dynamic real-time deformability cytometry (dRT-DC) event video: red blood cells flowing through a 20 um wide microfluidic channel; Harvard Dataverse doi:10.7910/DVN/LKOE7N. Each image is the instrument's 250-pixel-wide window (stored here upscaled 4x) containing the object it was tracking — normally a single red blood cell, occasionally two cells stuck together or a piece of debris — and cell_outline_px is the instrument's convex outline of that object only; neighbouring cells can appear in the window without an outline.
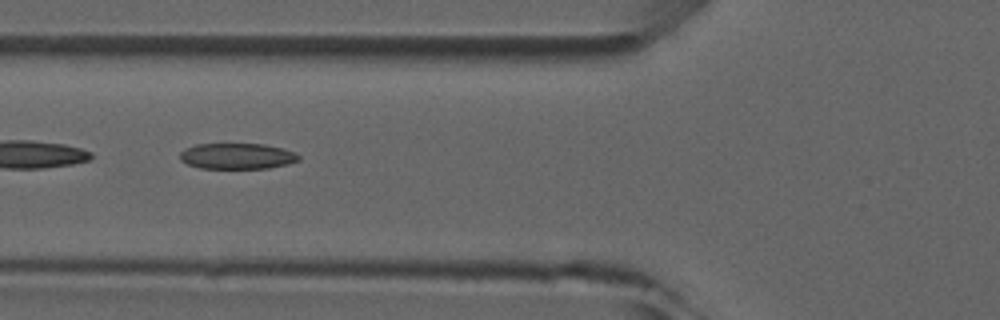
{"species": "common noctule bat (a hibernating species)", "species_latin": "Nyctalus noctula", "temperature_condition": "room temperature", "stored_images_in_passage": 8, "camera_frame_rate_fps": 3000, "um_per_image_px": 0.085, "animal": {"sex": "male", "forearm_length_mm": 52.5}, "frame": {"image": 1, "passage_image": 6, "time_ms": 5.667, "image_size_px": [1000, 320], "cell_outline_px": [[300, 160], [288, 164], [268, 168], [200, 168], [188, 164], [180, 160], [180, 152], [184, 148], [196, 144], [264, 144], [284, 148], [296, 152], [300, 156]], "centroid_in_image_um": [20.18, 13.26], "position_along_channel_um": 105.6, "area_um2": 18.03}}
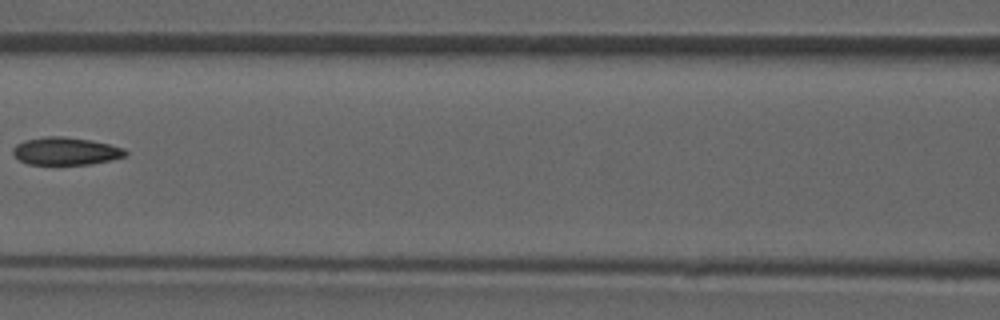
{"frame": {"image": 2, "passage_image": 7, "time_ms": 7.0, "image_size_px": [1000, 320], "cell_outline_px": [[128, 152], [124, 156], [112, 160], [92, 164], [28, 164], [20, 160], [12, 152], [12, 148], [16, 144], [24, 140], [48, 136], [64, 136], [88, 140], [108, 144], [124, 148]], "centroid_in_image_um": [5.58, 12.84], "position_along_channel_um": 161.0, "area_um2": 18.03}}